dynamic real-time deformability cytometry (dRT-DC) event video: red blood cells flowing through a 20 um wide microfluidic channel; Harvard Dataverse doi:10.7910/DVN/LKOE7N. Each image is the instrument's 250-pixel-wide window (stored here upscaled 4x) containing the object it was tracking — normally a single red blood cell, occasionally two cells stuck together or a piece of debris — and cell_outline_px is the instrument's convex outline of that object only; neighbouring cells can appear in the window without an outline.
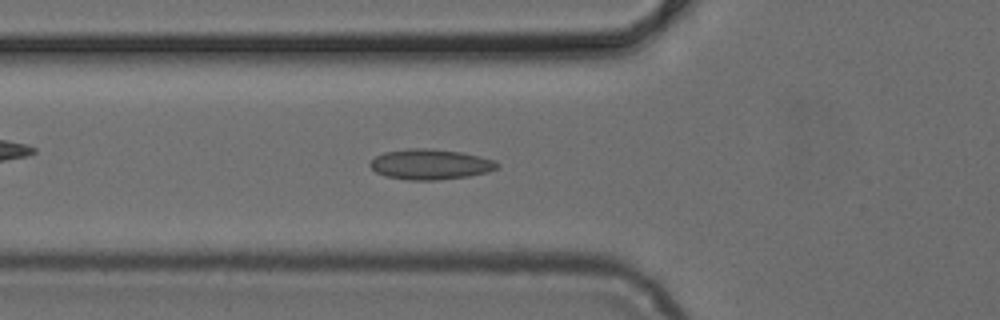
{"species": "common noctule bat (a hibernating species)", "species_latin": "Nyctalus noctula", "temperature_condition": "cold", "stored_images_in_passage": 44, "camera_frame_rate_fps": 3000, "um_per_image_px": 0.085, "animal": {"sex": "female", "body_mass_g": 24.6, "forearm_length_mm": 56.2}, "frame": {"image": 1, "passage_image": 11, "time_ms": 3.333, "image_size_px": [1000, 320], "cell_outline_px": [[500, 168], [488, 172], [468, 176], [436, 180], [408, 180], [384, 176], [376, 172], [368, 164], [376, 156], [384, 152], [408, 148], [432, 148], [460, 152], [496, 160], [500, 164]], "centroid_in_image_um": [36.59, 13.96], "position_along_channel_um": 89.2, "area_um2": 22.66}}
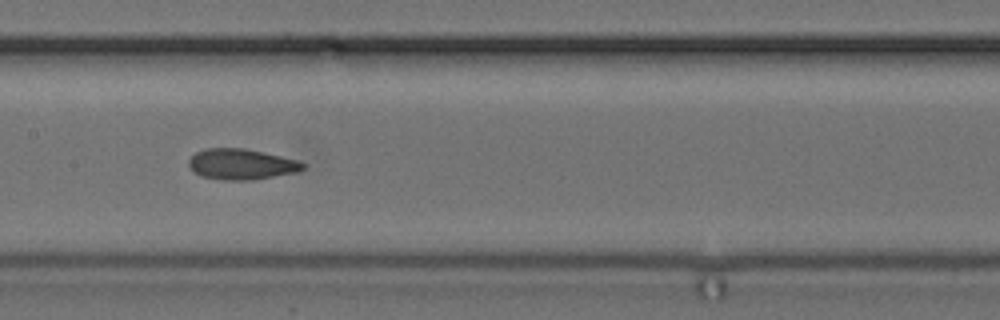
{"frame": {"image": 2, "passage_image": 18, "time_ms": 5.667, "image_size_px": [1000, 320], "cell_outline_px": [[308, 164], [304, 168], [296, 172], [252, 180], [224, 180], [200, 176], [188, 164], [188, 160], [196, 152], [204, 148], [244, 148], [264, 152], [296, 160]], "centroid_in_image_um": [20.52, 13.95], "position_along_channel_um": 186.9, "area_um2": 20.35}}
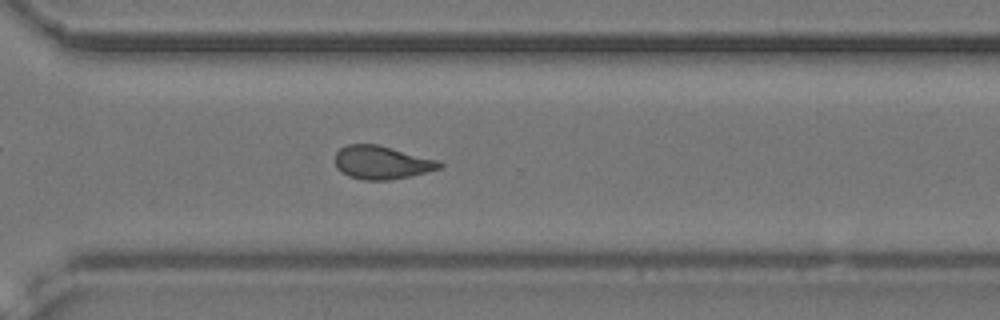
{"frame": {"image": 3, "passage_image": 29, "time_ms": 9.333, "image_size_px": [1000, 320], "cell_outline_px": [[444, 164], [440, 168], [412, 176], [388, 180], [364, 180], [348, 176], [336, 168], [336, 152], [340, 148], [348, 144], [380, 144], [440, 160]], "centroid_in_image_um": [32.48, 13.8], "position_along_channel_um": 338.1, "area_um2": 20.52}}